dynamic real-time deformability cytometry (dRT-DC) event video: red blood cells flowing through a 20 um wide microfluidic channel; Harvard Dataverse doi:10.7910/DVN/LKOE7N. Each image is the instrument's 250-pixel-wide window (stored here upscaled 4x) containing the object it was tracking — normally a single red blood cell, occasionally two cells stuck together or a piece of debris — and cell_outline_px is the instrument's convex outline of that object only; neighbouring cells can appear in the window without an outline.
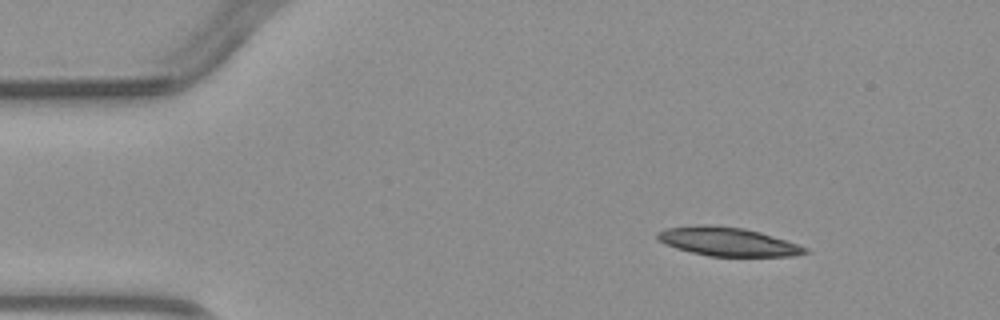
{"species": "common noctule bat (a hibernating species)", "species_latin": "Nyctalus noctula", "temperature_condition": "warm", "stored_images_in_passage": 3, "camera_frame_rate_fps": 3000, "um_per_image_px": 0.085, "animal": {"sex": "male", "body_mass_g": 23.1, "forearm_length_mm": 52.7}, "frame": {"image": 1, "passage_image": 1, "time_ms": 0.0, "image_size_px": [1000, 320], "cell_outline_px": [[808, 252], [792, 256], [708, 256], [676, 248], [664, 244], [656, 236], [656, 232], [668, 228], [704, 224], [744, 228], [760, 232], [808, 248]], "centroid_in_image_um": [61.82, 20.54], "position_along_channel_um": 23.2, "area_um2": 24.33}}
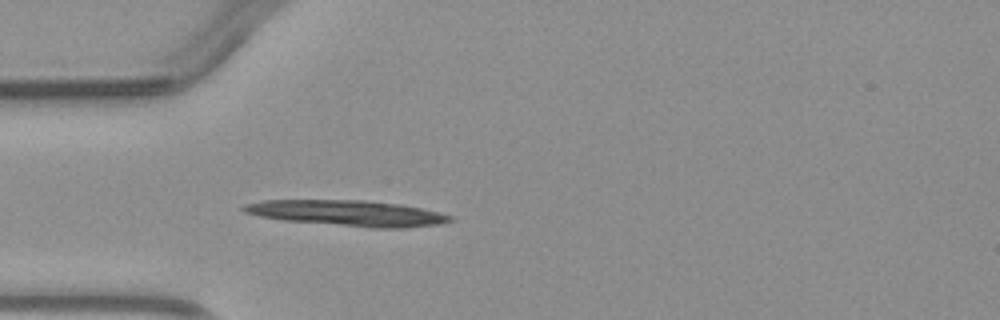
{"frame": {"image": 2, "passage_image": 3, "time_ms": 2.333, "image_size_px": [1000, 320], "cell_outline_px": [[456, 220], [440, 224], [404, 228], [372, 228], [284, 220], [260, 216], [244, 212], [240, 208], [244, 204], [264, 200], [368, 200], [400, 204], [420, 208], [452, 216]], "centroid_in_image_um": [29.55, 18.12], "position_along_channel_um": 55.4, "area_um2": 30.98}}